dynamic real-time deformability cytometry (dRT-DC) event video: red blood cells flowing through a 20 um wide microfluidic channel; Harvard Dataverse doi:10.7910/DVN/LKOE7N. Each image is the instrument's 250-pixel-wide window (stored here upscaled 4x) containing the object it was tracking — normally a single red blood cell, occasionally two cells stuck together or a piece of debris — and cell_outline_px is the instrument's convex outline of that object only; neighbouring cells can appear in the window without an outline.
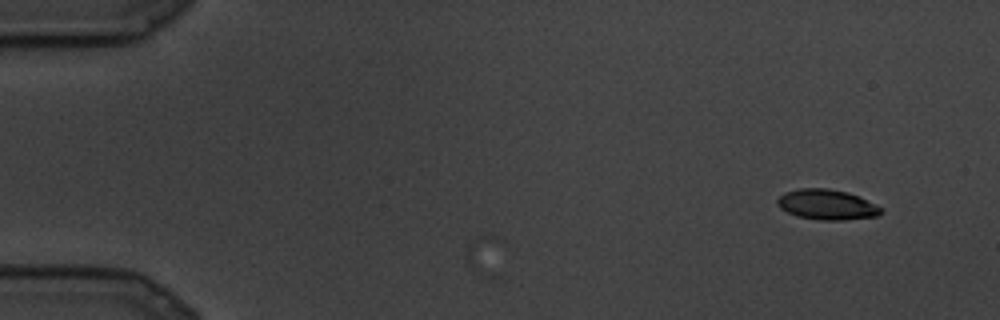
{"species": "common noctule bat (a hibernating species)", "species_latin": "Nyctalus noctula", "temperature_condition": "cold", "stored_images_in_passage": 2, "camera_frame_rate_fps": 3000, "um_per_image_px": 0.085, "animal": {"sex": "male", "body_mass_g": 19.5, "forearm_length_mm": 54.6}, "frame": {"image": 1, "passage_image": 2, "time_ms": 0.333, "image_size_px": [1000, 320], "cell_outline_px": [[884, 208], [876, 216], [844, 220], [820, 220], [796, 216], [780, 208], [776, 204], [776, 200], [784, 192], [796, 188], [828, 188], [848, 192]], "centroid_in_image_um": [70.24, 17.38], "position_along_channel_um": 14.8, "area_um2": 18.32}}